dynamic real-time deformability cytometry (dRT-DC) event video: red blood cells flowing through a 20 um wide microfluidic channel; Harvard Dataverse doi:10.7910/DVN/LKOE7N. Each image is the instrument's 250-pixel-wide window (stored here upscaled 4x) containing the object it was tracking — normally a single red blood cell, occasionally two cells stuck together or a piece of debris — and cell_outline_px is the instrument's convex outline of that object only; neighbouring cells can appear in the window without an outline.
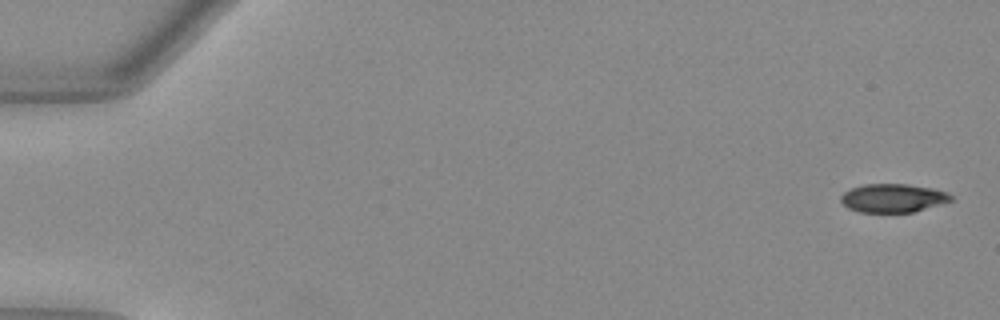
{"species": "Egyptian fruit bat (a non-hibernating species)", "species_latin": "Rousettus aegyptiacus", "temperature_condition": "warm", "stored_images_in_passage": 30, "camera_frame_rate_fps": 3000, "um_per_image_px": 0.085, "animal": {"sex": "female"}, "frame": {"image": 1, "passage_image": 1, "time_ms": 0.0, "image_size_px": [1000, 320], "cell_outline_px": [[952, 200], [912, 212], [860, 212], [848, 208], [840, 200], [840, 196], [844, 192], [852, 188], [864, 184], [908, 184], [932, 188], [948, 192], [952, 196]], "centroid_in_image_um": [75.88, 16.83], "position_along_channel_um": 9.1, "area_um2": 18.15}}
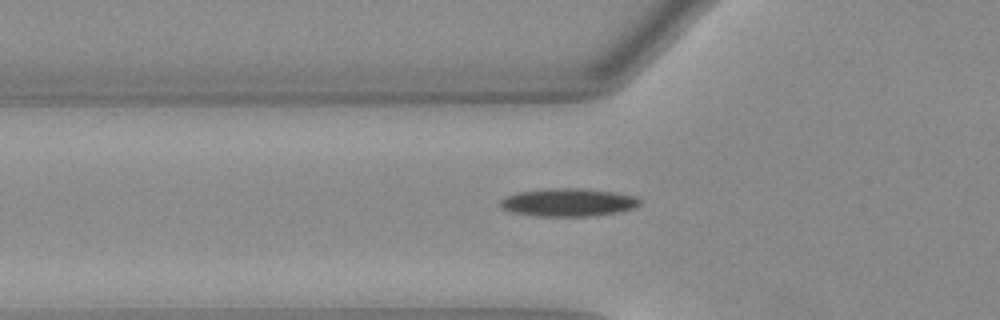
{"frame": {"image": 2, "passage_image": 18, "time_ms": 5.667, "image_size_px": [1000, 320], "cell_outline_px": [[640, 204], [632, 208], [616, 212], [592, 216], [536, 216], [508, 212], [500, 208], [500, 200], [504, 196], [516, 192], [548, 188], [580, 188], [616, 192], [636, 196], [640, 200]], "centroid_in_image_um": [48.23, 17.19], "position_along_channel_um": 77.6, "area_um2": 23.0}}
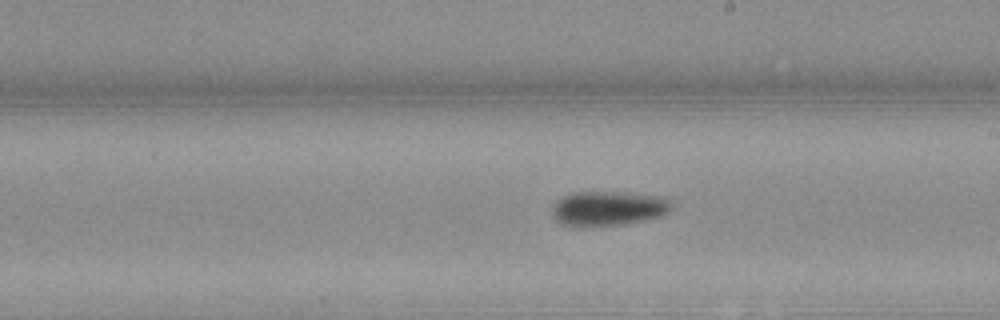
{"frame": {"image": 3, "passage_image": 30, "time_ms": 9.667, "image_size_px": [1000, 320], "cell_outline_px": [[672, 208], [668, 212], [660, 216], [620, 224], [560, 224], [556, 220], [552, 212], [552, 208], [556, 200], [560, 196], [572, 192], [628, 192], [664, 196], [672, 200]], "centroid_in_image_um": [51.74, 17.65], "position_along_channel_um": 237.3, "area_um2": 23.76}}